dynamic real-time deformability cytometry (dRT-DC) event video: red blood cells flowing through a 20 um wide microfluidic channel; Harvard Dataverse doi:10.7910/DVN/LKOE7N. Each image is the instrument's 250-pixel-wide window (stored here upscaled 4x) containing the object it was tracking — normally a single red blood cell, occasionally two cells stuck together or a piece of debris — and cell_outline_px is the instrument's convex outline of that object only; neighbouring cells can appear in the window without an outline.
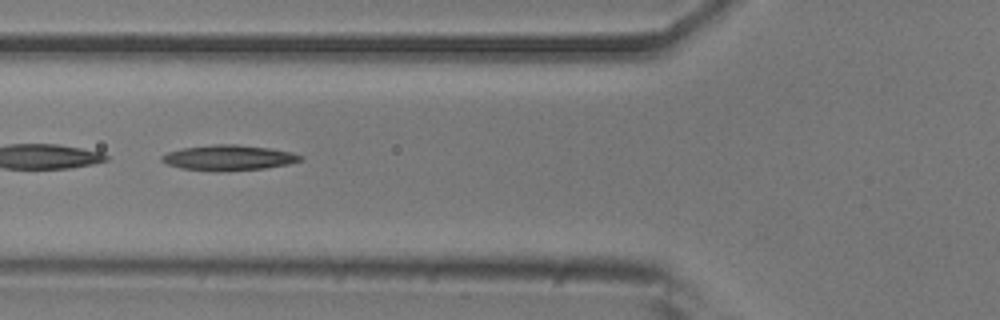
{"species": "common noctule bat (a hibernating species)", "species_latin": "Nyctalus noctula", "temperature_condition": "room temperature", "stored_images_in_passage": 44, "camera_frame_rate_fps": 3000, "um_per_image_px": 0.085, "animal": {"sex": "male", "body_mass_g": 20.5, "forearm_length_mm": 52.5}, "frame": {"image": 1, "passage_image": 18, "time_ms": 5.667, "image_size_px": [1000, 320], "cell_outline_px": [[304, 160], [288, 164], [264, 168], [180, 168], [168, 164], [160, 160], [160, 156], [168, 152], [184, 148], [216, 144], [236, 144], [268, 148], [292, 152], [304, 156]], "centroid_in_image_um": [19.49, 13.35], "position_along_channel_um": 106.3, "area_um2": 19.31}}
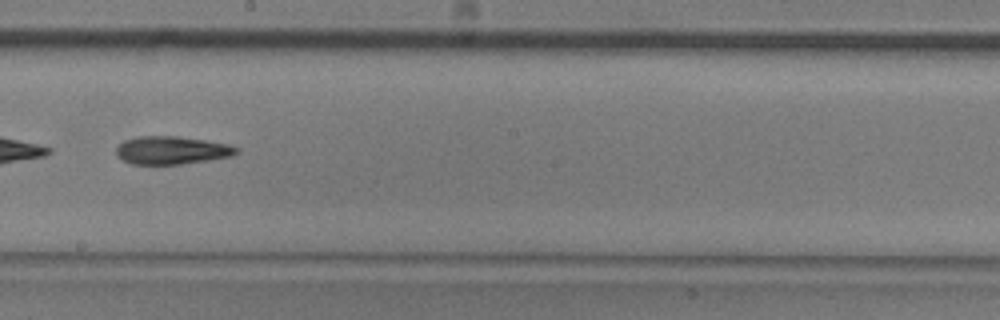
{"frame": {"image": 2, "passage_image": 28, "time_ms": 9.0, "image_size_px": [1000, 320], "cell_outline_px": [[240, 152], [232, 156], [208, 160], [180, 164], [132, 164], [116, 156], [116, 148], [124, 140], [136, 136], [180, 136], [228, 144], [240, 148]], "centroid_in_image_um": [14.61, 12.76], "position_along_channel_um": 233.6, "area_um2": 19.71}}
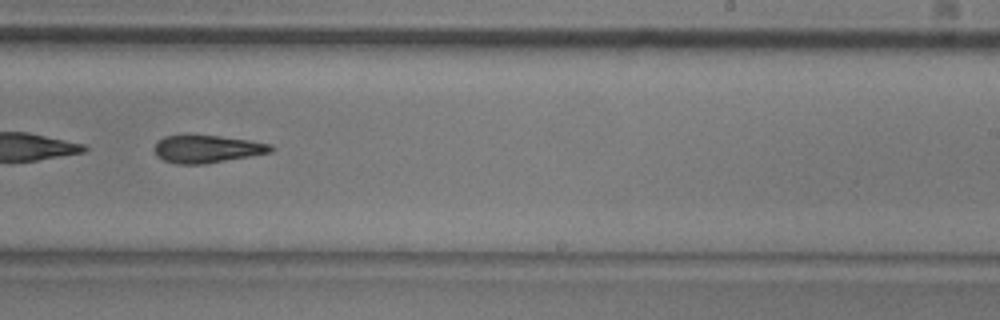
{"frame": {"image": 3, "passage_image": 31, "time_ms": 10.0, "image_size_px": [1000, 320], "cell_outline_px": [[276, 148], [272, 152], [200, 164], [176, 164], [164, 160], [156, 156], [152, 148], [164, 136], [220, 136], [248, 140], [272, 144]], "centroid_in_image_um": [17.59, 12.66], "position_along_channel_um": 271.4, "area_um2": 18.44}, "authors_computed_cell_mechanics": {"area_um2": 19.7965, "velocity_mm_per_s": 3.8082, "shape_relaxation_time_tau1_ms": 5.4406, "shape_relaxation_time_tau2_ms": null, "deformation_change_tau1": 0.165, "deformation_change_tau2": null}}